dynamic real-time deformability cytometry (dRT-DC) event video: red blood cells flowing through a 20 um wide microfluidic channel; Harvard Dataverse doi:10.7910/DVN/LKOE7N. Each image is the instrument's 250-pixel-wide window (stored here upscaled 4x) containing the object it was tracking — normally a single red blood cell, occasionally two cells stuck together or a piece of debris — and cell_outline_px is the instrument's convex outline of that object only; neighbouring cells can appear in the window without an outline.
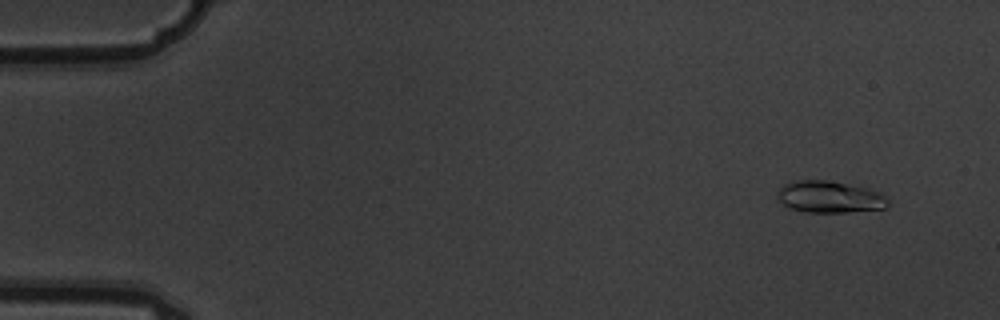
{"species": "common noctule bat (a hibernating species)", "species_latin": "Nyctalus noctula", "temperature_condition": "warm", "stored_images_in_passage": 6, "camera_frame_rate_fps": 3000, "um_per_image_px": 0.085, "animal": {"sex": "male", "body_mass_g": 19.5, "forearm_length_mm": 54.6}, "frame": {"image": 1, "passage_image": 2, "time_ms": 0.333, "image_size_px": [1000, 320], "cell_outline_px": [[888, 204], [884, 208], [848, 212], [808, 212], [792, 208], [784, 204], [776, 196], [780, 188], [784, 184], [796, 180], [824, 180], [868, 188], [880, 192], [888, 200]], "centroid_in_image_um": [70.52, 16.73], "position_along_channel_um": 14.5, "area_um2": 20.17}}